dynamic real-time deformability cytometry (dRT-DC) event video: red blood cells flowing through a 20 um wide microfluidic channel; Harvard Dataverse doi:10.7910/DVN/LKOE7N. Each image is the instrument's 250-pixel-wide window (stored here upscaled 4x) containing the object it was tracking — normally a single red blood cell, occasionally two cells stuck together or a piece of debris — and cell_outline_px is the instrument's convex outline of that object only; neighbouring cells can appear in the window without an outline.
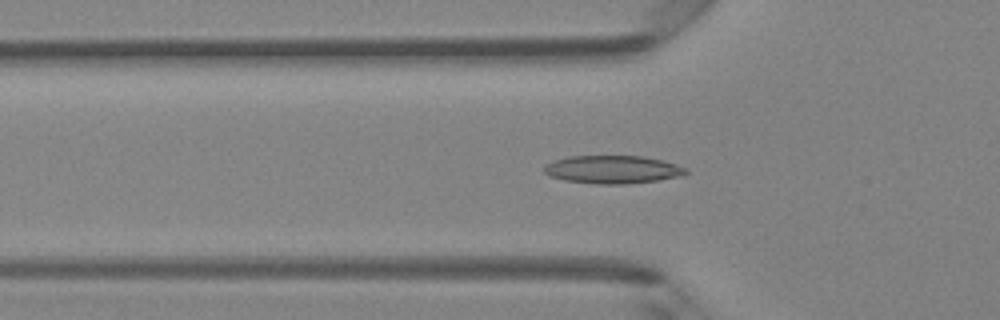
{"species": "Egyptian fruit bat (a non-hibernating species)", "species_latin": "Rousettus aegyptiacus", "temperature_condition": "room temperature", "stored_images_in_passage": 47, "camera_frame_rate_fps": 3000, "um_per_image_px": 0.085, "animal": {"sex": "female"}, "frame": {"image": 1, "passage_image": 16, "time_ms": 5.0, "image_size_px": [1000, 320], "cell_outline_px": [[688, 172], [684, 176], [656, 180], [624, 184], [596, 184], [564, 180], [548, 176], [544, 172], [544, 168], [552, 160], [568, 156], [644, 156], [664, 160], [688, 168]], "centroid_in_image_um": [52.1, 14.4], "position_along_channel_um": 73.7, "area_um2": 23.35}}
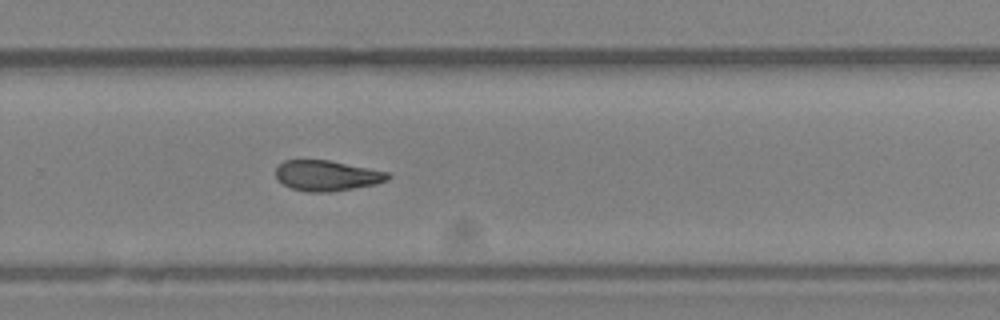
{"frame": {"image": 2, "passage_image": 32, "time_ms": 10.333, "image_size_px": [1000, 320], "cell_outline_px": [[392, 176], [388, 180], [376, 184], [332, 192], [304, 192], [292, 188], [276, 180], [276, 168], [284, 160], [328, 160], [388, 172]], "centroid_in_image_um": [27.78, 14.94], "position_along_channel_um": 302.0, "area_um2": 19.94}}
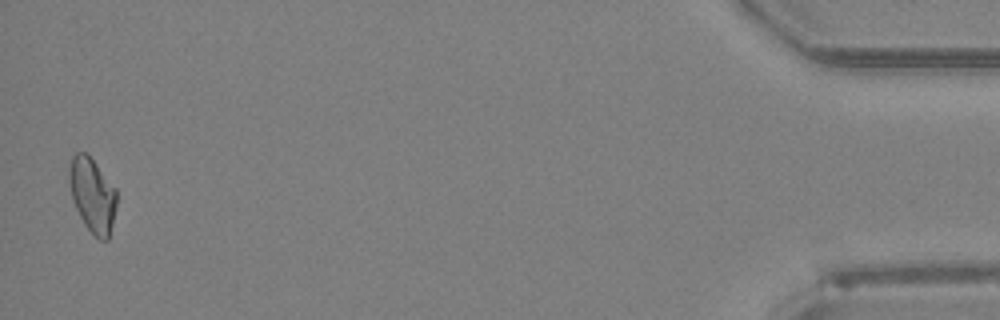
{"frame": {"image": 3, "passage_image": 47, "time_ms": 15.333, "image_size_px": [1000, 320], "cell_outline_px": [[116, 204], [112, 224], [108, 240], [100, 240], [84, 224], [76, 208], [72, 196], [68, 180], [68, 172], [72, 156], [76, 152], [84, 152], [96, 164], [116, 188]], "centroid_in_image_um": [7.85, 16.57], "position_along_channel_um": 427.4, "area_um2": 20.23}, "authors_computed_cell_mechanics": {"area_um2": 20.9236, "velocity_mm_per_s": 4.2781, "shape_relaxation_time_tau1_ms": null, "shape_relaxation_time_tau2_ms": 8.9891, "deformation_change_tau1": null, "deformation_change_tau2": 0.1825}}